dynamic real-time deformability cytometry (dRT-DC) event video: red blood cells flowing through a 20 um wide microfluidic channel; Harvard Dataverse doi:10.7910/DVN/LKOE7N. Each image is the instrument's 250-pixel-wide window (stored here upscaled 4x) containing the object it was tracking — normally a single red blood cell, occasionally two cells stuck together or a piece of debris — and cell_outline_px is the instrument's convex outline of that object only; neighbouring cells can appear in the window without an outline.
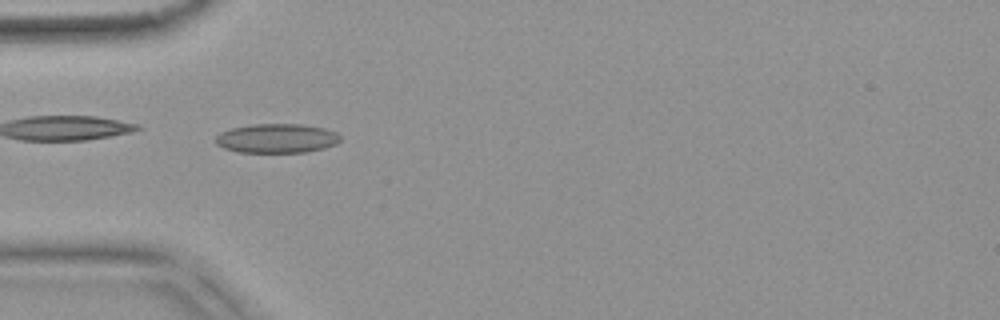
{"species": "common noctule bat (a hibernating species)", "species_latin": "Nyctalus noctula", "temperature_condition": "warm", "stored_images_in_passage": 53, "camera_frame_rate_fps": 3000, "um_per_image_px": 0.085, "animal": {"sex": "female", "body_mass_g": 18.4}, "frame": {"image": 1, "passage_image": 16, "time_ms": 5.0, "image_size_px": [1000, 320], "cell_outline_px": [[340, 140], [336, 144], [324, 148], [308, 152], [236, 152], [224, 148], [216, 144], [216, 136], [220, 132], [232, 128], [256, 124], [300, 124], [324, 128], [336, 132], [340, 136]], "centroid_in_image_um": [23.53, 11.76], "position_along_channel_um": 61.5, "area_um2": 21.21}}
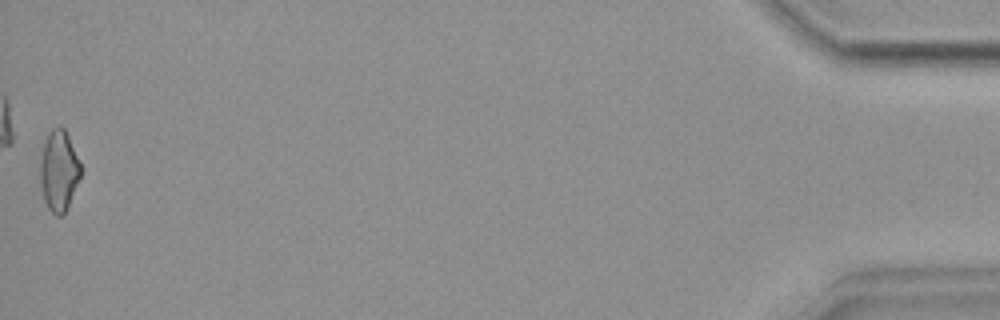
{"frame": {"image": 2, "passage_image": 53, "time_ms": 17.333, "image_size_px": [1000, 320], "cell_outline_px": [[80, 176], [68, 208], [60, 216], [56, 216], [48, 208], [44, 200], [40, 184], [40, 160], [44, 144], [48, 132], [52, 128], [60, 124], [64, 128], [68, 136], [80, 164]], "centroid_in_image_um": [4.98, 14.51], "position_along_channel_um": 430.2, "area_um2": 18.96}, "authors_computed_cell_mechanics": {"area_um2": 19.2474, "velocity_mm_per_s": 3.7802, "shape_relaxation_time_tau1_ms": null, "shape_relaxation_time_tau2_ms": 2.7678, "deformation_change_tau1": null, "deformation_change_tau2": 0.0879}}